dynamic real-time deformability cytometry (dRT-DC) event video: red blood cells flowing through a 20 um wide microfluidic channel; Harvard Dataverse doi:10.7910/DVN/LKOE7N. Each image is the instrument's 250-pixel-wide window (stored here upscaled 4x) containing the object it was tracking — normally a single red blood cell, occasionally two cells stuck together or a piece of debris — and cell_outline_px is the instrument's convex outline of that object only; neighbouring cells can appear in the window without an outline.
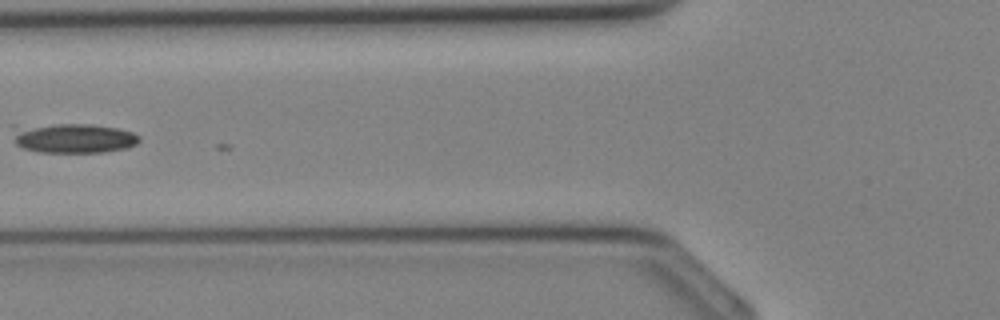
{"species": "Egyptian fruit bat (a non-hibernating species)", "species_latin": "Rousettus aegyptiacus", "temperature_condition": "cold", "stored_images_in_passage": 11, "camera_frame_rate_fps": 3000, "um_per_image_px": 0.085, "animal": {"sex": "female"}, "frame": {"image": 1, "passage_image": 5, "time_ms": 1.333, "image_size_px": [1000, 320], "cell_outline_px": [[140, 140], [136, 144], [128, 148], [104, 152], [36, 152], [24, 148], [16, 144], [12, 124], [92, 124], [116, 128], [132, 132], [140, 136]], "centroid_in_image_um": [6.18, 11.72], "position_along_channel_um": 119.6, "area_um2": 22.25}}
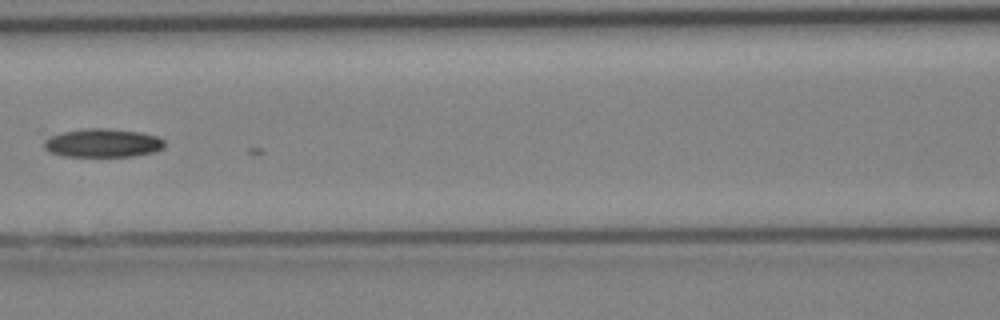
{"frame": {"image": 2, "passage_image": 7, "time_ms": 2.0, "image_size_px": [1000, 320], "cell_outline_px": [[164, 148], [152, 152], [132, 156], [64, 156], [52, 152], [44, 148], [40, 128], [104, 128], [140, 132], [156, 136], [164, 140]], "centroid_in_image_um": [8.42, 12.08], "position_along_channel_um": 158.2, "area_um2": 21.44}}
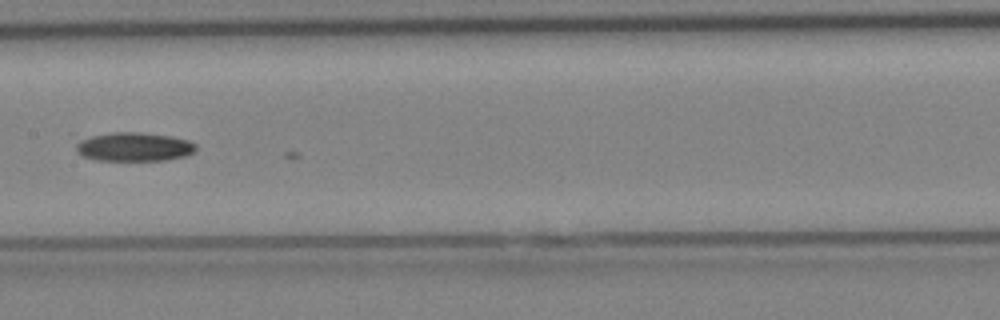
{"frame": {"image": 3, "passage_image": 9, "time_ms": 2.667, "image_size_px": [1000, 320], "cell_outline_px": [[196, 152], [184, 156], [168, 160], [100, 160], [84, 156], [76, 148], [76, 144], [92, 136], [112, 132], [140, 132], [172, 136], [188, 140], [196, 144]], "centroid_in_image_um": [11.49, 12.47], "position_along_channel_um": 195.9, "area_um2": 19.88}}